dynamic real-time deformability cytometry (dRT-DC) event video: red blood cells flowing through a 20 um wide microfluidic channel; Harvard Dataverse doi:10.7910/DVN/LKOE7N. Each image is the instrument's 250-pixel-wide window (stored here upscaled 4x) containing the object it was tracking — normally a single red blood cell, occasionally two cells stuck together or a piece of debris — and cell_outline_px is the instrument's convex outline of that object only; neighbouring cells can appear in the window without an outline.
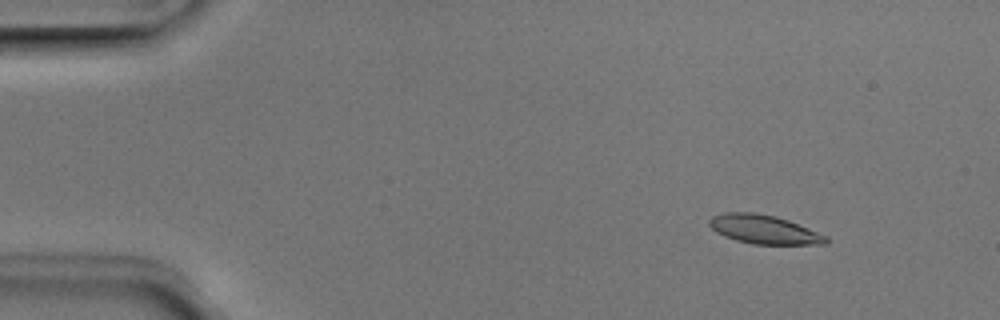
{"species": "Egyptian fruit bat (a non-hibernating species)", "species_latin": "Rousettus aegyptiacus", "temperature_condition": "room temperature", "stored_images_in_passage": 51, "camera_frame_rate_fps": 3000, "um_per_image_px": 0.085, "animal": {"sex": "male"}, "frame": {"image": 1, "passage_image": 6, "time_ms": 1.667, "image_size_px": [1000, 320], "cell_outline_px": [[828, 244], [752, 244], [736, 240], [724, 236], [716, 232], [708, 224], [708, 220], [712, 216], [724, 212], [756, 212], [776, 216], [788, 220], [828, 236]], "centroid_in_image_um": [64.92, 19.49], "position_along_channel_um": 20.1, "area_um2": 19.71}}
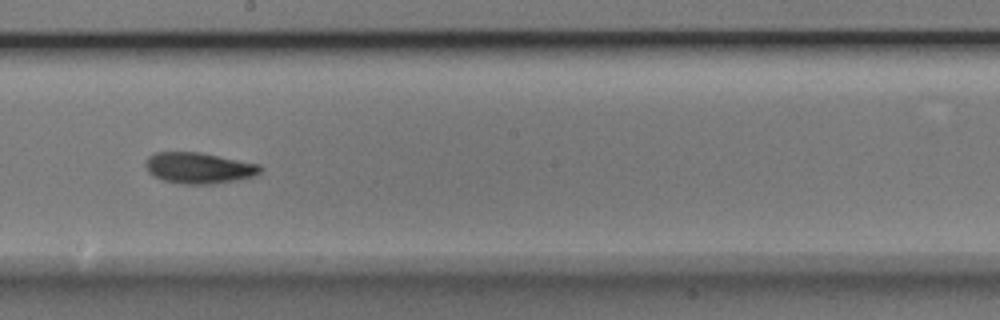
{"frame": {"image": 2, "passage_image": 29, "time_ms": 9.333, "image_size_px": [1000, 320], "cell_outline_px": [[264, 168], [260, 172], [252, 176], [236, 180], [212, 184], [180, 184], [164, 180], [148, 172], [144, 164], [144, 160], [148, 156], [156, 152], [200, 152], [260, 164]], "centroid_in_image_um": [16.89, 14.27], "position_along_channel_um": 231.3, "area_um2": 20.81}}
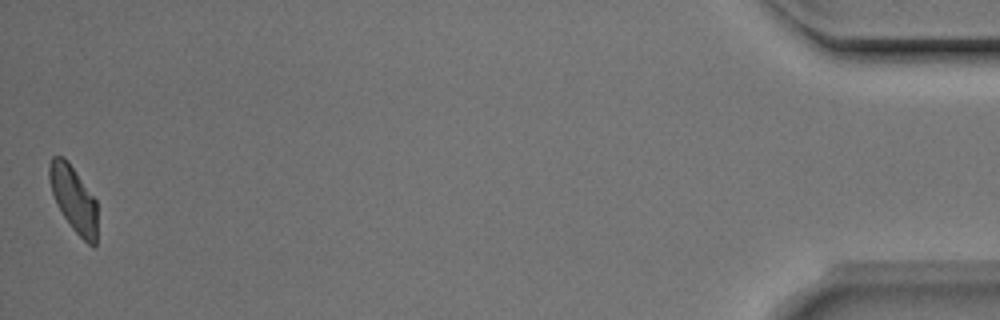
{"frame": {"image": 3, "passage_image": 51, "time_ms": 16.667, "image_size_px": [1000, 320], "cell_outline_px": [[96, 244], [92, 248], [72, 228], [56, 204], [48, 180], [48, 164], [52, 156], [64, 156], [68, 160], [96, 200]], "centroid_in_image_um": [6.23, 16.87], "position_along_channel_um": 429.0, "area_um2": 18.44}, "authors_computed_cell_mechanics": {"area_um2": 19.7098, "velocity_mm_per_s": 3.9558, "shape_relaxation_time_tau1_ms": 6.7304, "shape_relaxation_time_tau2_ms": 3.8959, "deformation_change_tau1": 0.1668, "deformation_change_tau2": 0.1045}}